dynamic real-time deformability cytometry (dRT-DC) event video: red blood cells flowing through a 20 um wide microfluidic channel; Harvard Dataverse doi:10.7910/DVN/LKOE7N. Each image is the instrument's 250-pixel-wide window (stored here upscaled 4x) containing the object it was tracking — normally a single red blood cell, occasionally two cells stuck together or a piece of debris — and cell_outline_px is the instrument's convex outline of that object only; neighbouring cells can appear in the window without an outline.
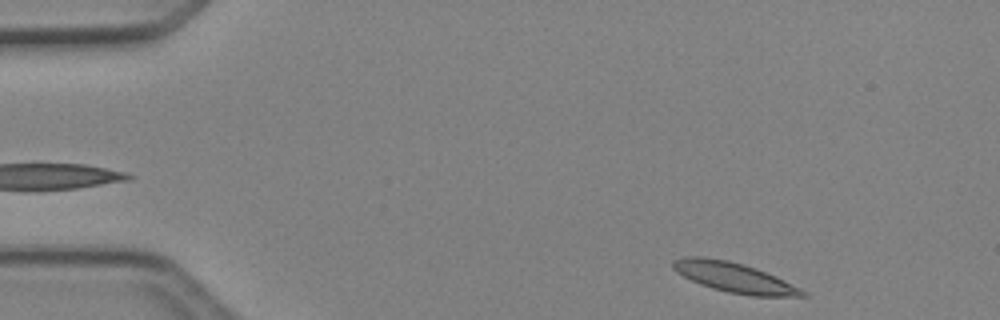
{"species": "Egyptian fruit bat (a non-hibernating species)", "species_latin": "Rousettus aegyptiacus", "temperature_condition": "cold", "stored_images_in_passage": 43, "camera_frame_rate_fps": 3000, "um_per_image_px": 0.085, "animal": {"sex": "female"}, "frame": {"image": 1, "passage_image": 1, "time_ms": 0.0, "image_size_px": [1000, 320], "cell_outline_px": [[808, 296], [752, 296], [728, 292], [712, 288], [700, 284], [676, 272], [672, 268], [672, 260], [684, 256], [700, 256], [728, 260], [744, 264], [756, 268], [784, 280], [808, 292]], "centroid_in_image_um": [62.39, 23.57], "position_along_channel_um": 22.6, "area_um2": 22.54}}
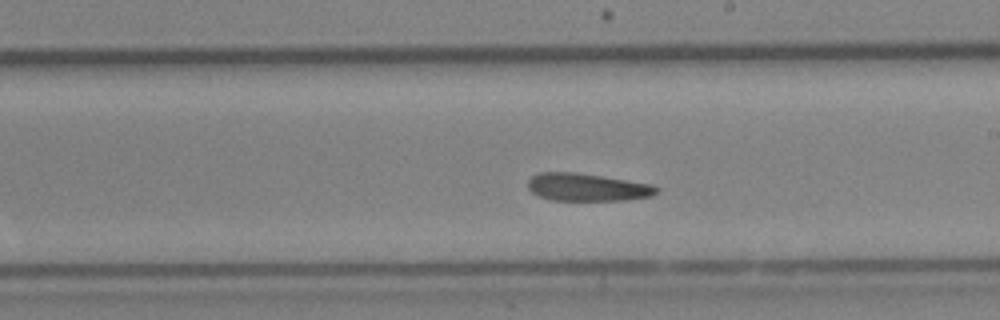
{"frame": {"image": 2, "passage_image": 23, "time_ms": 7.333, "image_size_px": [1000, 320], "cell_outline_px": [[660, 188], [652, 196], [628, 200], [552, 200], [540, 196], [532, 192], [528, 188], [528, 180], [532, 176], [540, 172], [576, 172], [652, 184]], "centroid_in_image_um": [49.92, 15.91], "position_along_channel_um": 239.1, "area_um2": 20.69}}
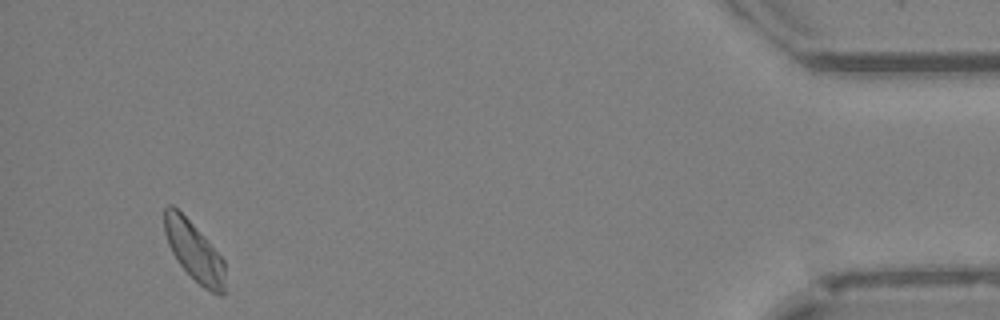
{"frame": {"image": 3, "passage_image": 41, "time_ms": 13.333, "image_size_px": [1000, 320], "cell_outline_px": [[224, 292], [220, 296], [204, 288], [180, 264], [172, 252], [168, 244], [164, 232], [164, 208], [168, 204], [172, 204], [208, 240], [224, 260]], "centroid_in_image_um": [16.49, 21.34], "position_along_channel_um": 418.7, "area_um2": 20.58}, "authors_computed_cell_mechanics": {"area_um2": 21.5016, "velocity_mm_per_s": 4.1603, "shape_relaxation_time_tau1_ms": 6.4353, "shape_relaxation_time_tau2_ms": 3.3411, "deformation_change_tau1": 0.1338, "deformation_change_tau2": 0.0993}}